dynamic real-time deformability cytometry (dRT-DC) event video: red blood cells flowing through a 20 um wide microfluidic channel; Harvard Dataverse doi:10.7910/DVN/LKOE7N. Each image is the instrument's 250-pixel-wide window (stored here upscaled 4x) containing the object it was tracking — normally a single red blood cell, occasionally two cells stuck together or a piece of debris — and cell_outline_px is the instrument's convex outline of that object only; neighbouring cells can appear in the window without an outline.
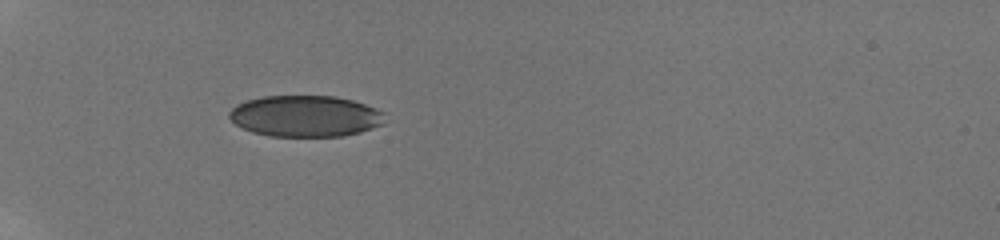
{"species": "human", "species_latin": "Homo sapiens", "temperature_condition": "room temperature", "stored_images_in_passage": 36, "camera_frame_rate_fps": 3000, "um_per_image_px": 0.085, "donor": {"sex": "male"}, "frame": {"image": 1, "passage_image": 1, "time_ms": 0.0, "image_size_px": [1000, 240], "cell_outline_px": [[384, 124], [360, 132], [344, 136], [272, 136], [252, 132], [236, 124], [228, 116], [228, 112], [236, 104], [248, 100], [264, 96], [336, 96], [352, 100], [376, 108], [384, 112]], "centroid_in_image_um": [25.97, 9.87], "position_along_channel_um": 59.0, "area_um2": 37.45}}
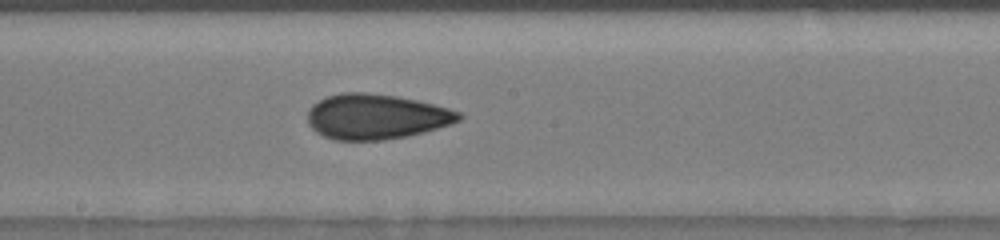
{"frame": {"image": 2, "passage_image": 15, "time_ms": 4.667, "image_size_px": [1000, 240], "cell_outline_px": [[464, 116], [460, 120], [452, 124], [424, 132], [408, 136], [384, 140], [336, 140], [324, 136], [316, 132], [308, 124], [308, 108], [312, 104], [328, 96], [340, 92], [364, 92], [396, 96], [416, 100], [448, 108], [460, 112]], "centroid_in_image_um": [31.97, 9.91], "position_along_channel_um": 216.2, "area_um2": 39.94}}
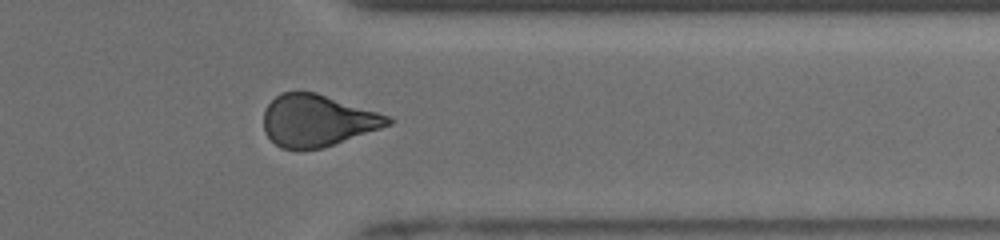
{"frame": {"image": 3, "passage_image": 28, "time_ms": 9.0, "image_size_px": [1000, 240], "cell_outline_px": [[396, 120], [392, 124], [320, 148], [280, 148], [264, 132], [264, 112], [268, 104], [280, 92], [316, 92], [392, 116]], "centroid_in_image_um": [27.0, 10.22], "position_along_channel_um": 384.4, "area_um2": 37.17}, "authors_computed_cell_mechanics": {"area_um2": 38.5526, "velocity_mm_per_s": 3.9034, "shape_relaxation_time_tau1_ms": null, "shape_relaxation_time_tau2_ms": 2.7551, "deformation_change_tau1": null, "deformation_change_tau2": 0.0713}}